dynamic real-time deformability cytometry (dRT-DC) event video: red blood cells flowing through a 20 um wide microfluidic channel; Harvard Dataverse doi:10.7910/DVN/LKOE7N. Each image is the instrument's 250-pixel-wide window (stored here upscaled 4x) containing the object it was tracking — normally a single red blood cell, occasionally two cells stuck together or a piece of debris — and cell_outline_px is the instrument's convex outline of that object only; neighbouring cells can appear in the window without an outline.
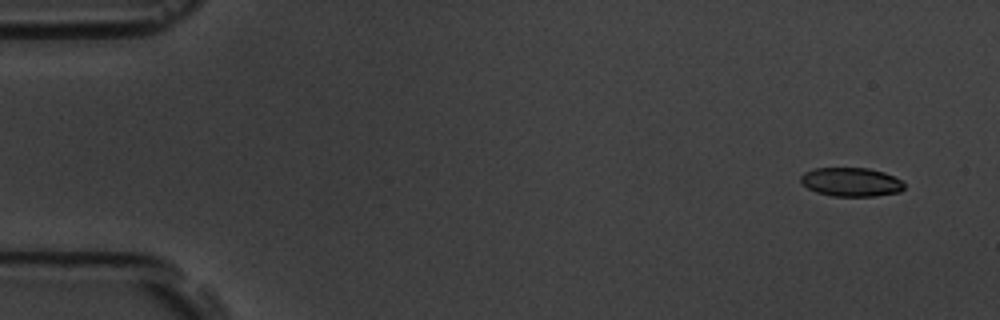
{"species": "common noctule bat (a hibernating species)", "species_latin": "Nyctalus noctula", "temperature_condition": "room temperature", "stored_images_in_passage": 6, "camera_frame_rate_fps": 3000, "um_per_image_px": 0.085, "animal": {"sex": "male", "body_mass_g": 19.5, "forearm_length_mm": 54.6}, "frame": {"image": 1, "passage_image": 1, "time_ms": 0.0, "image_size_px": [1000, 320], "cell_outline_px": [[904, 188], [900, 192], [876, 196], [832, 196], [816, 192], [800, 184], [800, 176], [804, 172], [816, 168], [868, 168], [884, 172], [900, 180], [904, 184]], "centroid_in_image_um": [72.31, 15.47], "position_along_channel_um": 12.7, "area_um2": 17.46}}
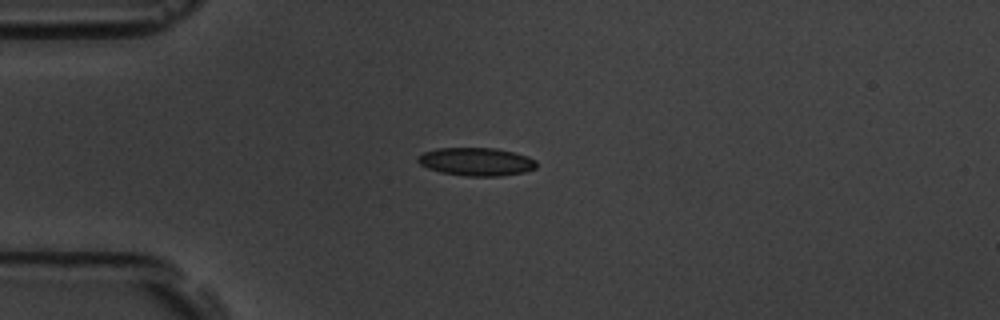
{"frame": {"image": 2, "passage_image": 4, "time_ms": 3.667, "image_size_px": [1000, 320], "cell_outline_px": [[536, 168], [524, 172], [500, 176], [468, 176], [440, 172], [428, 168], [420, 164], [416, 160], [424, 152], [436, 148], [496, 148], [528, 156], [536, 160]], "centroid_in_image_um": [40.5, 13.74], "position_along_channel_um": 44.5, "area_um2": 19.36}}
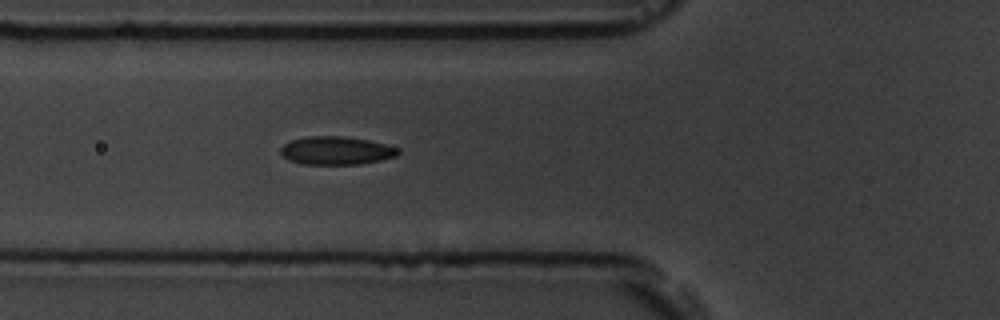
{"frame": {"image": 3, "passage_image": 6, "time_ms": 5.667, "image_size_px": [1000, 320], "cell_outline_px": [[400, 152], [396, 156], [380, 160], [360, 164], [304, 164], [288, 160], [280, 152], [280, 148], [284, 144], [292, 140], [308, 136], [340, 136], [368, 140], [384, 144], [396, 148]], "centroid_in_image_um": [28.55, 12.8], "position_along_channel_um": 97.3, "area_um2": 19.07}}